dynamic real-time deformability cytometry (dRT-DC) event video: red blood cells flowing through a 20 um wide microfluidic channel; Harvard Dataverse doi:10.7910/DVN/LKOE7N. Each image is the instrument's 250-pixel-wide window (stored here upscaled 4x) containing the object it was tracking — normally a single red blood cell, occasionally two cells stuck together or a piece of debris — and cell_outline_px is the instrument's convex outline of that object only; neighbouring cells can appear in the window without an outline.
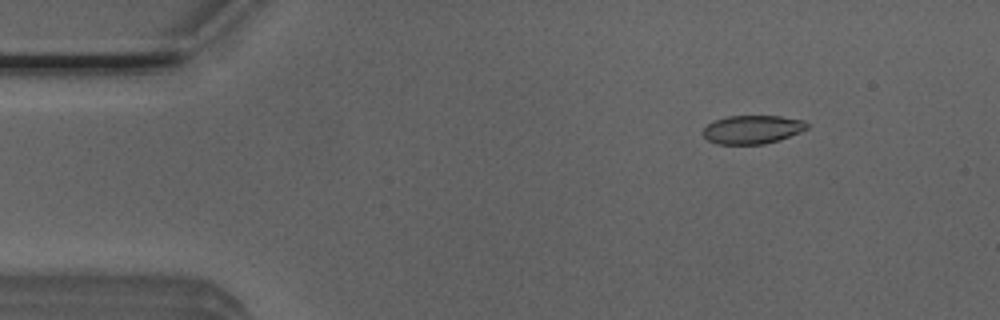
{"species": "Egyptian fruit bat (a non-hibernating species)", "species_latin": "Rousettus aegyptiacus", "temperature_condition": "room temperature", "stored_images_in_passage": 15, "camera_frame_rate_fps": 3000, "um_per_image_px": 0.085, "animal": {"sex": "male"}, "frame": {"image": 1, "passage_image": 7, "time_ms": 2.0, "image_size_px": [1000, 320], "cell_outline_px": [[808, 128], [800, 132], [780, 140], [764, 144], [716, 144], [708, 140], [700, 132], [708, 124], [716, 120], [728, 116], [780, 116], [804, 120], [808, 124]], "centroid_in_image_um": [63.95, 11.01], "position_along_channel_um": 21.0, "area_um2": 17.34}}